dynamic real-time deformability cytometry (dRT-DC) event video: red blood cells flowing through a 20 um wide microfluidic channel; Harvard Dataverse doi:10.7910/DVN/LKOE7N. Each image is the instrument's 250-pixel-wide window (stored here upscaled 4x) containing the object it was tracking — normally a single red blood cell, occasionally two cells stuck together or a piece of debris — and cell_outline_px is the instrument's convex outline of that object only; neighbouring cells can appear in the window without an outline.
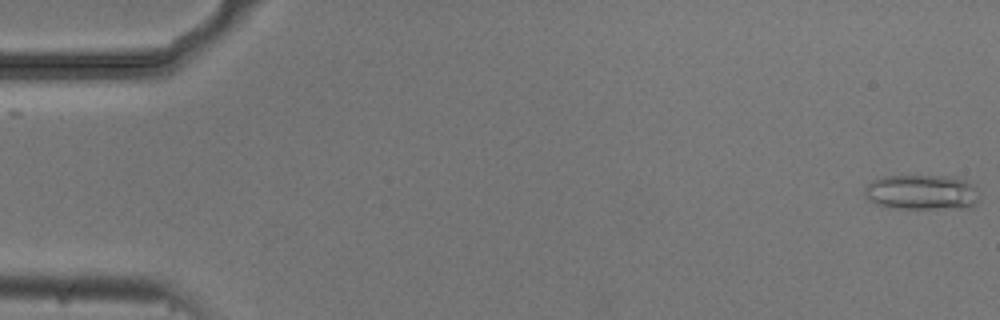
{"species": "common noctule bat (a hibernating species)", "species_latin": "Nyctalus noctula", "temperature_condition": "cold", "stored_images_in_passage": 54, "camera_frame_rate_fps": 3000, "um_per_image_px": 0.085, "animal": {"sex": "male", "body_mass_g": 20.5, "forearm_length_mm": 52.5}, "frame": {"image": 1, "passage_image": 1, "time_ms": 0.0, "image_size_px": [1000, 320], "cell_outline_px": [[980, 200], [968, 208], [888, 208], [876, 204], [868, 200], [864, 192], [864, 188], [872, 180], [884, 176], [956, 176], [976, 184], [980, 192]], "centroid_in_image_um": [78.41, 16.33], "position_along_channel_um": 6.6, "area_um2": 24.04}}
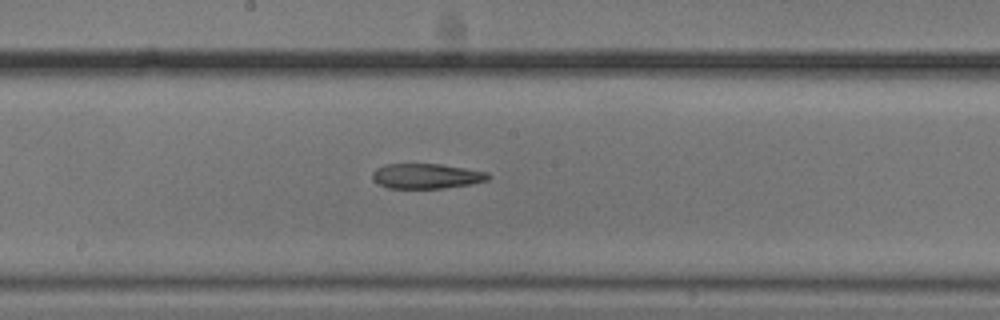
{"frame": {"image": 2, "passage_image": 29, "time_ms": 9.333, "image_size_px": [1000, 320], "cell_outline_px": [[492, 176], [488, 180], [472, 184], [444, 188], [388, 188], [376, 184], [372, 180], [372, 172], [376, 168], [388, 164], [440, 164], [488, 172]], "centroid_in_image_um": [36.24, 14.97], "position_along_channel_um": 212.0, "area_um2": 17.05}}
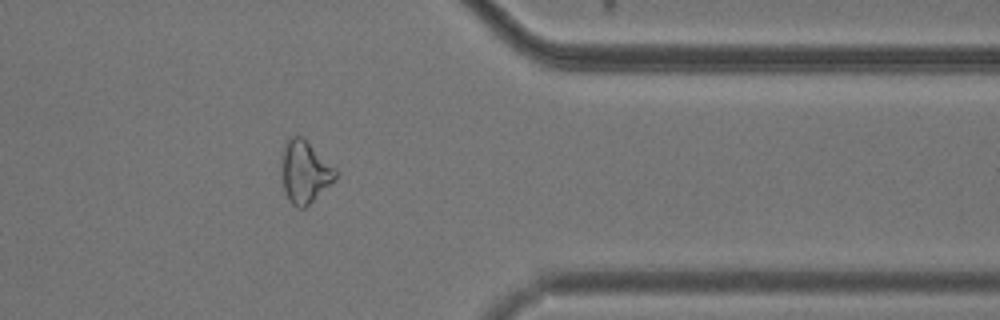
{"frame": {"image": 3, "passage_image": 44, "time_ms": 14.333, "image_size_px": [1000, 320], "cell_outline_px": [[336, 180], [304, 208], [296, 208], [288, 200], [284, 192], [280, 164], [284, 148], [288, 140], [292, 136], [304, 136], [336, 168]], "centroid_in_image_um": [25.91, 14.6], "position_along_channel_um": 385.5, "area_um2": 19.88}}